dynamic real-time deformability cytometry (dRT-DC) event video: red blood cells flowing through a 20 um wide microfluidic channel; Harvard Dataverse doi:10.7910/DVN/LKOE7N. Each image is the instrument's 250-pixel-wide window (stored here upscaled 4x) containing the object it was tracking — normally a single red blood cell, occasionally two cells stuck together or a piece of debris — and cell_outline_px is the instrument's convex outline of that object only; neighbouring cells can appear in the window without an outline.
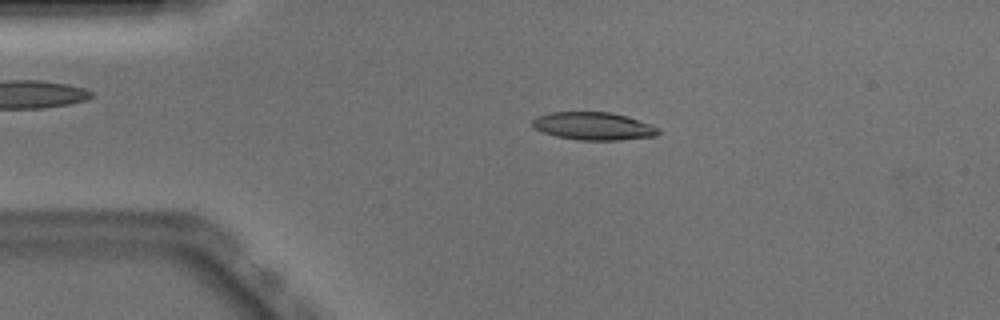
{"species": "Egyptian fruit bat (a non-hibernating species)", "species_latin": "Rousettus aegyptiacus", "temperature_condition": "warm", "stored_images_in_passage": 48, "camera_frame_rate_fps": 3000, "um_per_image_px": 0.085, "animal": {"sex": "male"}, "frame": {"image": 1, "passage_image": 8, "time_ms": 2.333, "image_size_px": [1000, 320], "cell_outline_px": [[660, 132], [656, 136], [620, 140], [580, 140], [556, 136], [544, 132], [536, 128], [532, 124], [532, 120], [536, 116], [548, 112], [612, 112], [628, 116], [648, 124], [656, 128]], "centroid_in_image_um": [50.42, 10.71], "position_along_channel_um": 34.6, "area_um2": 20.29}}
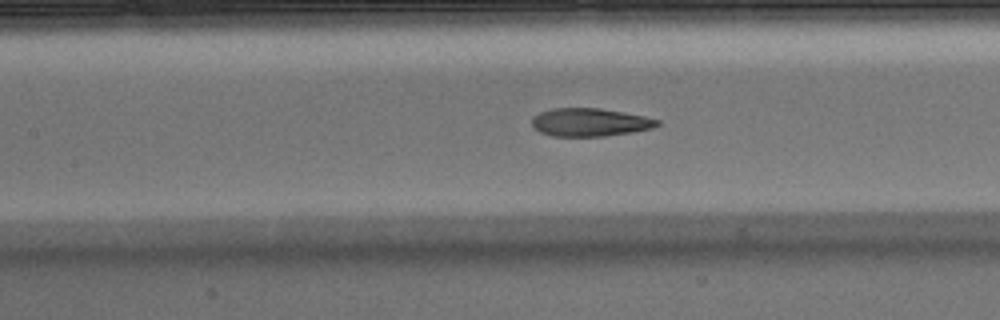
{"frame": {"image": 2, "passage_image": 20, "time_ms": 6.333, "image_size_px": [1000, 320], "cell_outline_px": [[660, 124], [652, 128], [632, 132], [604, 136], [552, 136], [540, 132], [532, 128], [532, 116], [540, 112], [552, 108], [600, 108], [624, 112], [644, 116], [660, 120]], "centroid_in_image_um": [50.11, 10.39], "position_along_channel_um": 157.3, "area_um2": 20.63}}
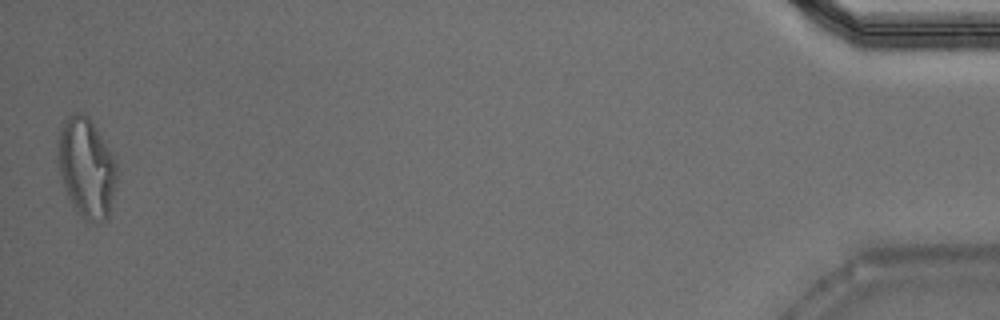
{"frame": {"image": 3, "passage_image": 48, "time_ms": 15.667, "image_size_px": [1000, 320], "cell_outline_px": [[116, 184], [108, 220], [84, 220], [76, 212], [68, 200], [60, 176], [56, 160], [56, 140], [60, 128], [64, 120], [72, 112], [84, 112], [88, 116], [116, 160]], "centroid_in_image_um": [7.3, 14.24], "position_along_channel_um": 427.9, "area_um2": 34.85}, "authors_computed_cell_mechanics": {"area_um2": 21.2993, "velocity_mm_per_s": 3.9131, "shape_relaxation_time_tau1_ms": 5.3858, "shape_relaxation_time_tau2_ms": 1.612, "deformation_change_tau1": 0.2323, "deformation_change_tau2": 0.1049}}